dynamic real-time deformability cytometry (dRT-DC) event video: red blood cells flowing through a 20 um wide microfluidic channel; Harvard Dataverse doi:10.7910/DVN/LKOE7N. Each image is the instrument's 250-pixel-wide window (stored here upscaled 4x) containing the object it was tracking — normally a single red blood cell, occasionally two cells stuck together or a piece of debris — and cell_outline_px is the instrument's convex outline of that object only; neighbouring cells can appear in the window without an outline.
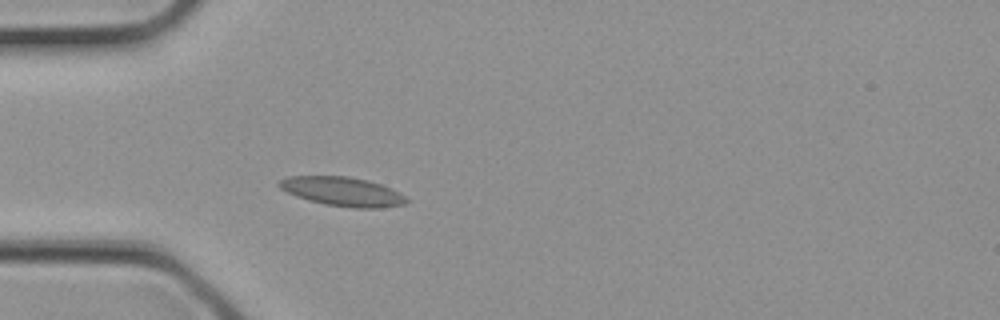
{"species": "common noctule bat (a hibernating species)", "species_latin": "Nyctalus noctula", "temperature_condition": "cold", "stored_images_in_passage": 3, "camera_frame_rate_fps": 3000, "um_per_image_px": 0.085, "animal": {"sex": "female", "body_mass_g": 21.9}, "frame": {"image": 1, "passage_image": 3, "time_ms": 0.667, "image_size_px": [1000, 320], "cell_outline_px": [[408, 200], [404, 204], [380, 208], [352, 208], [324, 204], [308, 200], [296, 196], [280, 188], [276, 184], [280, 180], [288, 176], [348, 176], [368, 180], [392, 188], [404, 196]], "centroid_in_image_um": [29.1, 16.28], "position_along_channel_um": 55.9, "area_um2": 21.56}}